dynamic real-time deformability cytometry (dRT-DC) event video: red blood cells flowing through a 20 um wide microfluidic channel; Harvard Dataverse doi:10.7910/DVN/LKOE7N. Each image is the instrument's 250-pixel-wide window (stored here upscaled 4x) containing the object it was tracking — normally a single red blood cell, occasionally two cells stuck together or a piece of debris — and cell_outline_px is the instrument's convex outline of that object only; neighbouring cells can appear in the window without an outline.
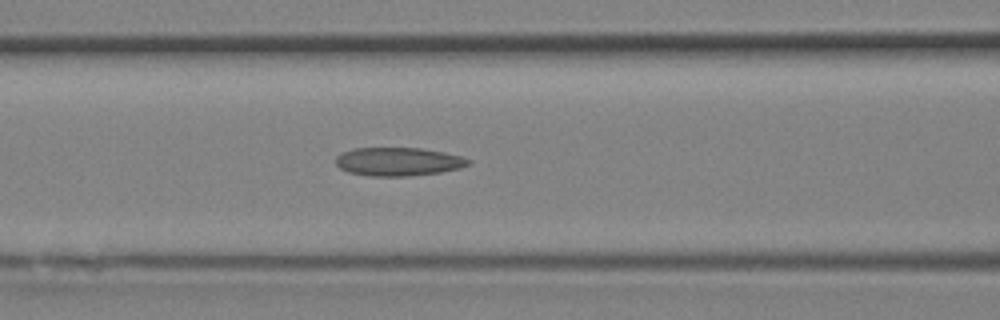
{"species": "Egyptian fruit bat (a non-hibernating species)", "species_latin": "Rousettus aegyptiacus", "temperature_condition": "room temperature", "stored_images_in_passage": 14, "camera_frame_rate_fps": 3000, "um_per_image_px": 0.085, "animal": {"sex": "female"}, "frame": {"image": 1, "passage_image": 12, "time_ms": 3.667, "image_size_px": [1000, 320], "cell_outline_px": [[472, 160], [468, 164], [460, 168], [440, 172], [408, 176], [368, 176], [348, 172], [340, 168], [336, 164], [336, 156], [340, 152], [352, 148], [420, 148], [444, 152], [460, 156]], "centroid_in_image_um": [33.81, 13.73], "position_along_channel_um": 132.8, "area_um2": 22.02}}
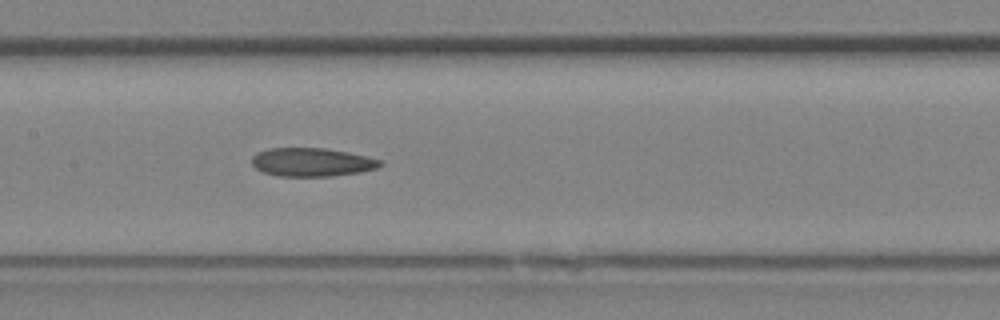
{"frame": {"image": 2, "passage_image": 14, "time_ms": 4.333, "image_size_px": [1000, 320], "cell_outline_px": [[384, 164], [376, 168], [360, 172], [328, 176], [276, 176], [264, 172], [256, 168], [252, 164], [252, 156], [256, 152], [268, 148], [324, 148], [348, 152], [384, 160]], "centroid_in_image_um": [26.51, 13.78], "position_along_channel_um": 180.9, "area_um2": 21.39}}